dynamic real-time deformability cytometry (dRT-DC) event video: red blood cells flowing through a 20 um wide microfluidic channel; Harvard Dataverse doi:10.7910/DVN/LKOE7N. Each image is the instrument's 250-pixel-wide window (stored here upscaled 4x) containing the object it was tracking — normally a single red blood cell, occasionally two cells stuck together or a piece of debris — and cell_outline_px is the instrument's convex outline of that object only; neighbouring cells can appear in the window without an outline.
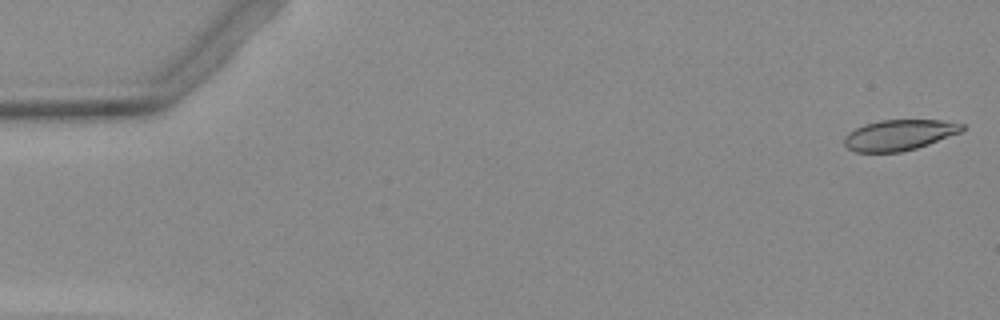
{"species": "Egyptian fruit bat (a non-hibernating species)", "species_latin": "Rousettus aegyptiacus", "temperature_condition": "warm", "stored_images_in_passage": 39, "camera_frame_rate_fps": 3000, "um_per_image_px": 0.085, "animal": {"sex": "female"}, "frame": {"image": 1, "passage_image": 1, "time_ms": 0.0, "image_size_px": [1000, 320], "cell_outline_px": [[964, 128], [960, 132], [928, 144], [916, 148], [900, 152], [856, 152], [848, 148], [844, 144], [844, 136], [848, 132], [864, 124], [880, 120], [940, 120], [964, 124]], "centroid_in_image_um": [76.39, 11.47], "position_along_channel_um": 8.6, "area_um2": 20.92}}
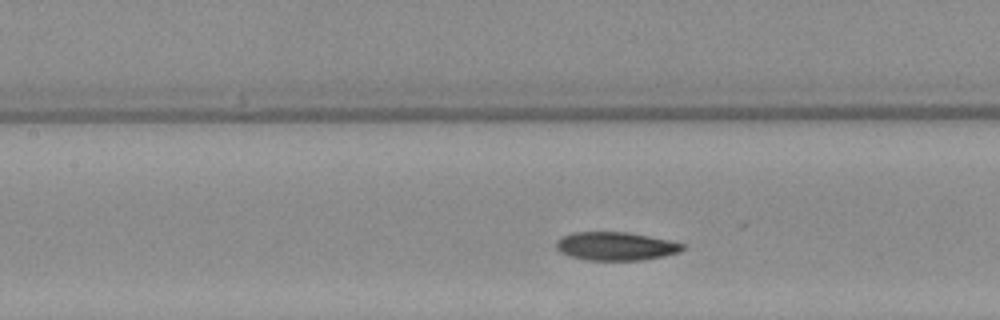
{"frame": {"image": 2, "passage_image": 20, "time_ms": 6.333, "image_size_px": [1000, 320], "cell_outline_px": [[684, 248], [680, 252], [664, 256], [644, 260], [584, 260], [568, 256], [560, 252], [556, 248], [556, 240], [572, 232], [624, 232], [648, 236], [668, 240], [684, 244]], "centroid_in_image_um": [52.31, 20.94], "position_along_channel_um": 155.1, "area_um2": 20.92}}
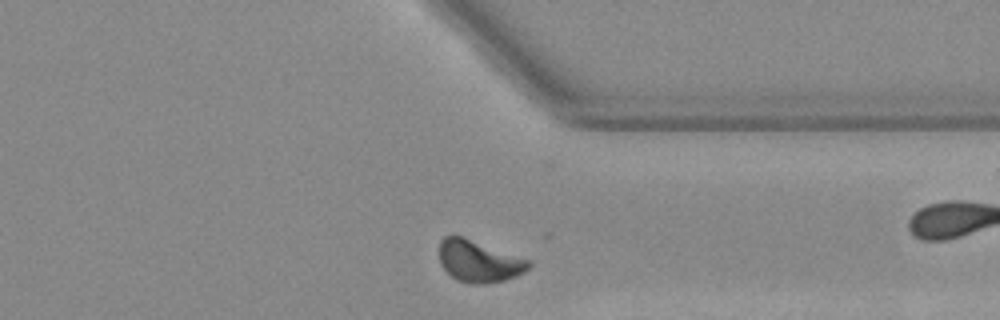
{"frame": {"image": 3, "passage_image": 37, "time_ms": 12.0, "image_size_px": [1000, 320], "cell_outline_px": [[532, 264], [524, 272], [516, 276], [504, 280], [488, 284], [472, 284], [456, 280], [440, 264], [440, 240], [444, 236], [460, 236], [528, 260]], "centroid_in_image_um": [40.68, 22.23], "position_along_channel_um": 370.7, "area_um2": 21.33}}